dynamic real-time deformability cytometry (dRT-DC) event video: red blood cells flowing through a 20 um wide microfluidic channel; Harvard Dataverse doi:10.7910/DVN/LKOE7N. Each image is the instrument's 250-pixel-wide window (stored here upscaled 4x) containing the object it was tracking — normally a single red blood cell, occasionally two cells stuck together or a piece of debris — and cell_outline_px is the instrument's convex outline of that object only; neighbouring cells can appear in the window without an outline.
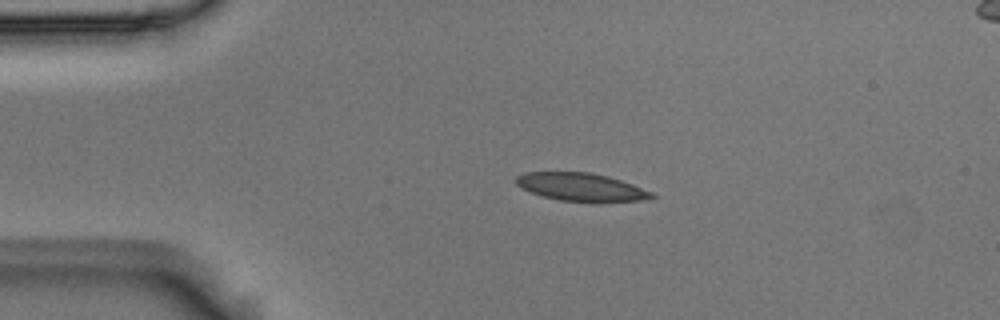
{"species": "Egyptian fruit bat (a non-hibernating species)", "species_latin": "Rousettus aegyptiacus", "temperature_condition": "room temperature", "stored_images_in_passage": 44, "camera_frame_rate_fps": 3000, "um_per_image_px": 0.085, "animal": {"sex": "male"}, "frame": {"image": 1, "passage_image": 1, "time_ms": 0.0, "image_size_px": [1000, 320], "cell_outline_px": [[656, 196], [640, 200], [560, 200], [544, 196], [520, 188], [512, 180], [516, 176], [524, 172], [592, 172], [608, 176], [632, 184], [652, 192]], "centroid_in_image_um": [49.3, 15.85], "position_along_channel_um": 35.7, "area_um2": 21.5}}
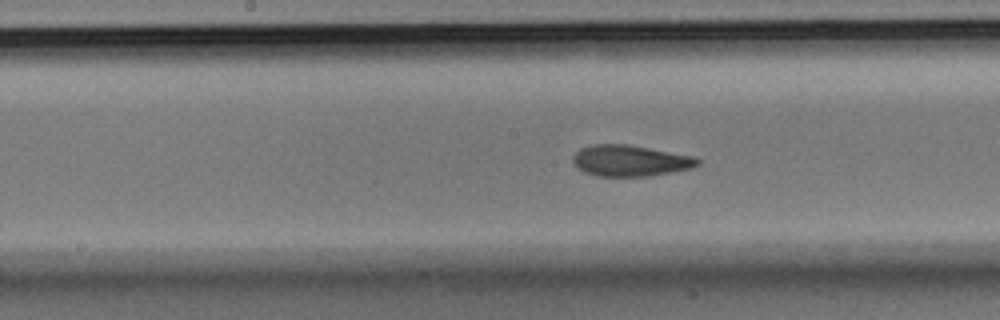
{"frame": {"image": 2, "passage_image": 17, "time_ms": 5.333, "image_size_px": [1000, 320], "cell_outline_px": [[700, 164], [692, 168], [652, 176], [600, 176], [584, 172], [572, 160], [572, 156], [580, 148], [592, 144], [628, 144], [692, 156], [700, 160]], "centroid_in_image_um": [53.57, 13.65], "position_along_channel_um": 194.6, "area_um2": 22.54}}
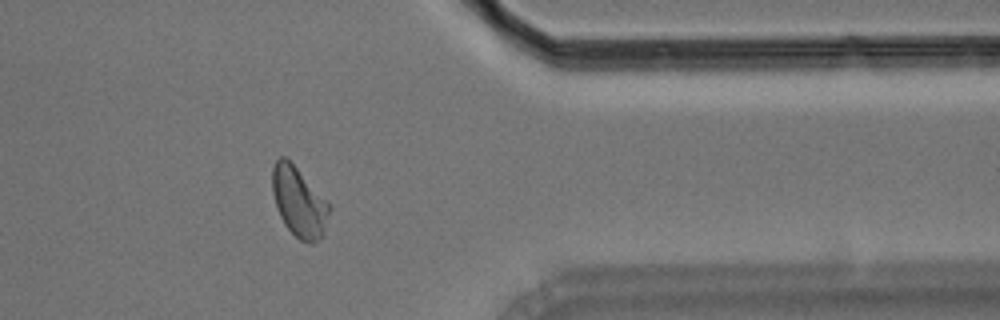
{"frame": {"image": 3, "passage_image": 34, "time_ms": 11.0, "image_size_px": [1000, 320], "cell_outline_px": [[328, 212], [324, 228], [320, 240], [312, 244], [300, 240], [284, 224], [280, 216], [272, 192], [272, 168], [276, 160], [280, 156], [284, 156], [296, 168], [328, 204]], "centroid_in_image_um": [25.35, 17.18], "position_along_channel_um": 386.0, "area_um2": 22.2}, "authors_computed_cell_mechanics": {"area_um2": 22.4842, "velocity_mm_per_s": 3.6409, "shape_relaxation_time_tau1_ms": 8.3241, "shape_relaxation_time_tau2_ms": 2.1105, "deformation_change_tau1": 0.1925, "deformation_change_tau2": 0.0906}}